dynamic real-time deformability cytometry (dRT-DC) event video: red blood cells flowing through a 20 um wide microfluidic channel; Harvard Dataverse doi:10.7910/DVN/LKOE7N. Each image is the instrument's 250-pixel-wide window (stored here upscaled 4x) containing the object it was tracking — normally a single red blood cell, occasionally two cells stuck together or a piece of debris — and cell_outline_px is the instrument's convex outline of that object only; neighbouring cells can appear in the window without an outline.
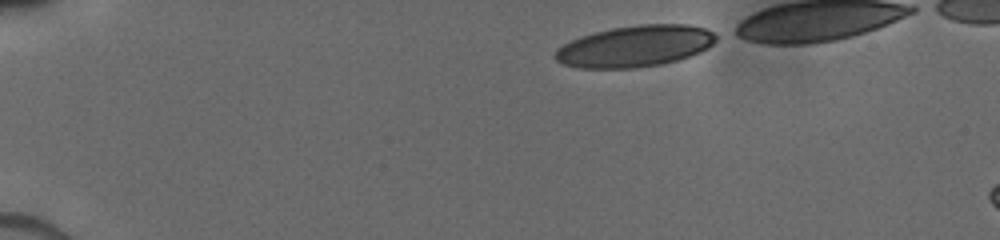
{"species": "human", "species_latin": "Homo sapiens", "temperature_condition": "cold", "stored_images_in_passage": 9, "camera_frame_rate_fps": 3000, "um_per_image_px": 0.085, "donor": {"sex": "male"}, "frame": {"image": 1, "passage_image": 1, "time_ms": 0.0, "image_size_px": [1000, 240], "cell_outline_px": [[720, 36], [708, 48], [700, 52], [676, 60], [660, 64], [636, 68], [580, 68], [564, 64], [556, 60], [556, 48], [580, 36], [612, 28], [636, 24], [688, 24], [704, 28]], "centroid_in_image_um": [54.0, 3.92], "position_along_channel_um": 31.0, "area_um2": 38.67}}